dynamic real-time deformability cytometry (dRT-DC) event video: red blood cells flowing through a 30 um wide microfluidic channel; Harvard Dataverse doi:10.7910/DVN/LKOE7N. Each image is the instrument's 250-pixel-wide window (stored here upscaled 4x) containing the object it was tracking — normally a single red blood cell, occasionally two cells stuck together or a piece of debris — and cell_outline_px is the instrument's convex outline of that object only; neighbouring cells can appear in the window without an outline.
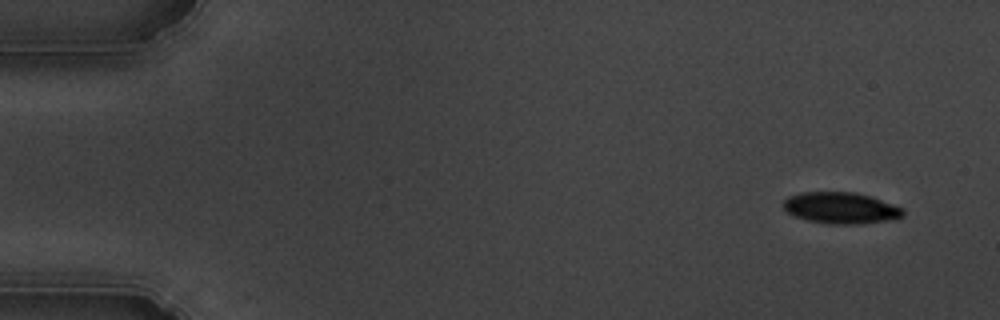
{"species": "common noctule bat (a hibernating species)", "species_latin": "Nyctalus noctula", "temperature_condition": "cold", "stored_images_in_passage": 55, "camera_frame_rate_fps": 3000, "um_per_image_px": 0.085, "animal": {"sex": "male", "body_mass_g": 19.5, "forearm_length_mm": 54.6}, "frame": {"image": 1, "passage_image": 3, "time_ms": 0.667, "image_size_px": [1000, 320], "cell_outline_px": [[904, 216], [888, 220], [852, 224], [832, 224], [808, 220], [792, 216], [784, 208], [784, 200], [788, 196], [800, 192], [856, 192], [904, 208]], "centroid_in_image_um": [71.44, 17.67], "position_along_channel_um": 13.6, "area_um2": 21.68}}
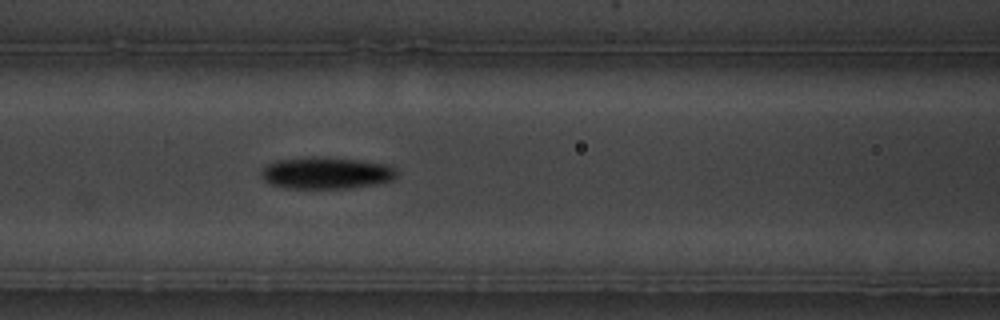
{"frame": {"image": 2, "passage_image": 23, "time_ms": 7.333, "image_size_px": [1000, 320], "cell_outline_px": [[396, 176], [392, 180], [376, 184], [352, 188], [284, 188], [268, 184], [260, 176], [260, 172], [268, 164], [276, 160], [312, 156], [360, 160], [388, 164], [396, 168]], "centroid_in_image_um": [27.71, 14.7], "position_along_channel_um": 138.9, "area_um2": 25.37}}
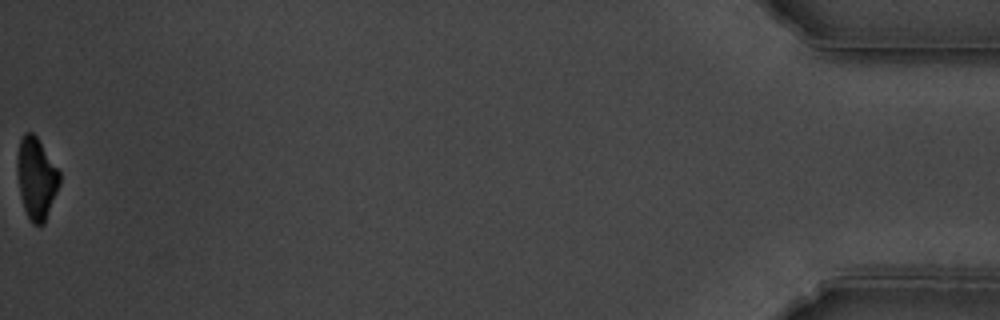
{"frame": {"image": 3, "passage_image": 55, "time_ms": 18.0, "image_size_px": [1000, 320], "cell_outline_px": [[60, 184], [44, 224], [32, 224], [24, 208], [20, 196], [16, 172], [16, 160], [20, 140], [24, 132], [32, 132], [36, 136], [60, 172]], "centroid_in_image_um": [3.07, 15.15], "position_along_channel_um": 432.1, "area_um2": 20.17}, "authors_computed_cell_mechanics": {"area_um2": 23.409, "velocity_mm_per_s": 3.645, "shape_relaxation_time_tau1_ms": 3.6103, "shape_relaxation_time_tau2_ms": null, "deformation_change_tau1": 0.1337, "deformation_change_tau2": null}}